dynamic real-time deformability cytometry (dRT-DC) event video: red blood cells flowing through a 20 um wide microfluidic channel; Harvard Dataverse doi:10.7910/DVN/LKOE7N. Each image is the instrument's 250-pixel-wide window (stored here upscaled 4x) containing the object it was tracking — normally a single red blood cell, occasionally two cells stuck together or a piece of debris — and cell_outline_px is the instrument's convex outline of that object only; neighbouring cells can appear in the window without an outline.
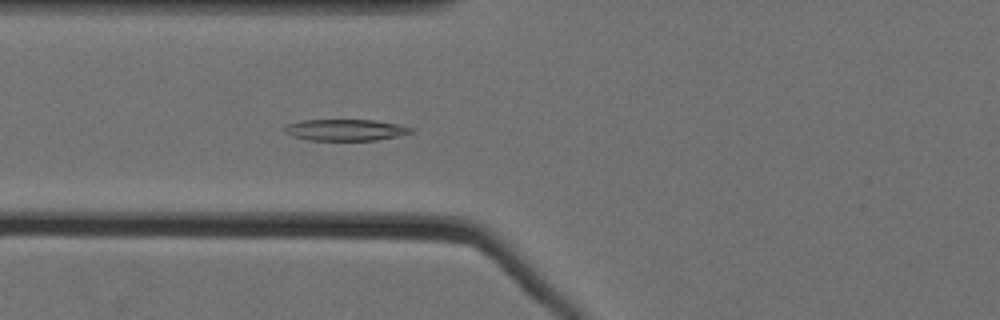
{"species": "Egyptian fruit bat (a non-hibernating species)", "species_latin": "Rousettus aegyptiacus", "temperature_condition": "cold", "stored_images_in_passage": 51, "camera_frame_rate_fps": 3000, "um_per_image_px": 0.085, "animal": {"sex": "female"}, "frame": {"image": 1, "passage_image": 17, "time_ms": 5.333, "image_size_px": [1000, 320], "cell_outline_px": [[416, 128], [412, 132], [396, 136], [376, 140], [308, 140], [292, 136], [284, 132], [284, 128], [288, 124], [300, 120], [376, 120], [400, 124]], "centroid_in_image_um": [29.38, 11.04], "position_along_channel_um": 96.4, "area_um2": 15.84}}
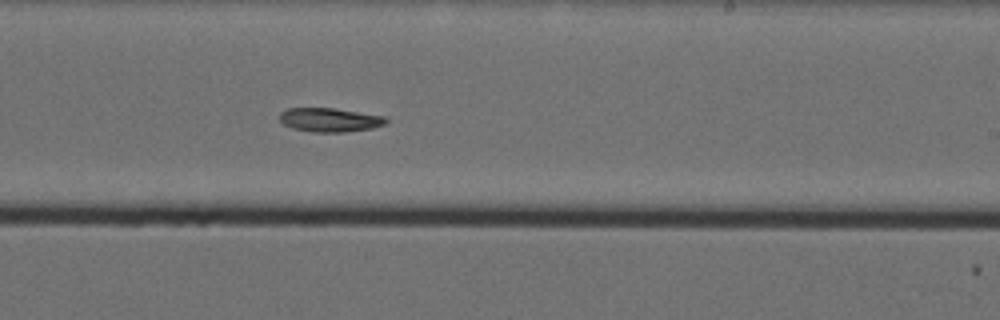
{"frame": {"image": 2, "passage_image": 31, "time_ms": 10.0, "image_size_px": [1000, 320], "cell_outline_px": [[388, 120], [384, 124], [372, 128], [344, 132], [312, 132], [292, 128], [284, 124], [280, 120], [280, 112], [288, 108], [332, 108], [388, 116]], "centroid_in_image_um": [28.05, 10.18], "position_along_channel_um": 261.0, "area_um2": 14.85}}
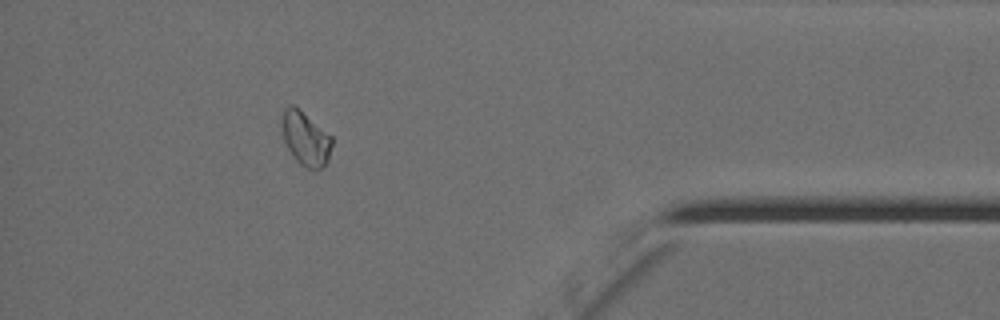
{"frame": {"image": 3, "passage_image": 46, "time_ms": 15.0, "image_size_px": [1000, 320], "cell_outline_px": [[332, 144], [328, 160], [316, 172], [300, 164], [296, 160], [288, 148], [284, 140], [284, 108], [288, 104], [292, 104], [332, 136]], "centroid_in_image_um": [26.01, 11.82], "position_along_channel_um": 409.2, "area_um2": 15.2}}